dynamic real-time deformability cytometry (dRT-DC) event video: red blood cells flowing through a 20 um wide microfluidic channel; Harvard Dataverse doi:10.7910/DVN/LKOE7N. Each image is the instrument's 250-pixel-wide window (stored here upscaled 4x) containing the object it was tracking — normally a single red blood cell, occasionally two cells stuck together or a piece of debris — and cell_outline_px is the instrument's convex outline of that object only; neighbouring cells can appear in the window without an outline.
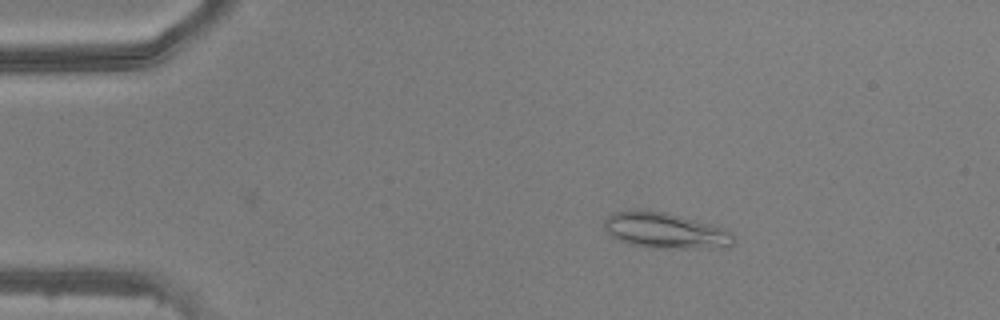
{"species": "common noctule bat (a hibernating species)", "species_latin": "Nyctalus noctula", "temperature_condition": "warm", "stored_images_in_passage": 37, "camera_frame_rate_fps": 3000, "um_per_image_px": 0.085, "animal": {"sex": "male", "body_mass_g": 20.5, "forearm_length_mm": 52.5}, "frame": {"image": 1, "passage_image": 8, "time_ms": 2.333, "image_size_px": [1000, 320], "cell_outline_px": [[736, 240], [728, 248], [648, 248], [628, 244], [616, 240], [604, 228], [604, 220], [612, 212], [632, 208], [644, 208], [664, 212], [696, 220], [724, 228], [732, 232]], "centroid_in_image_um": [56.52, 19.59], "position_along_channel_um": 28.5, "area_um2": 27.69}}
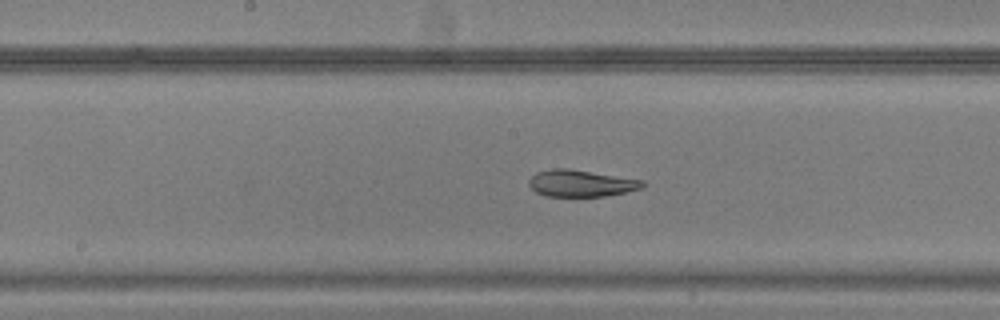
{"frame": {"image": 2, "passage_image": 25, "time_ms": 8.0, "image_size_px": [1000, 320], "cell_outline_px": [[644, 188], [604, 196], [544, 196], [536, 192], [528, 184], [528, 180], [536, 172], [552, 168], [568, 168], [644, 180]], "centroid_in_image_um": [49.36, 15.57], "position_along_channel_um": 198.8, "area_um2": 17.74}}
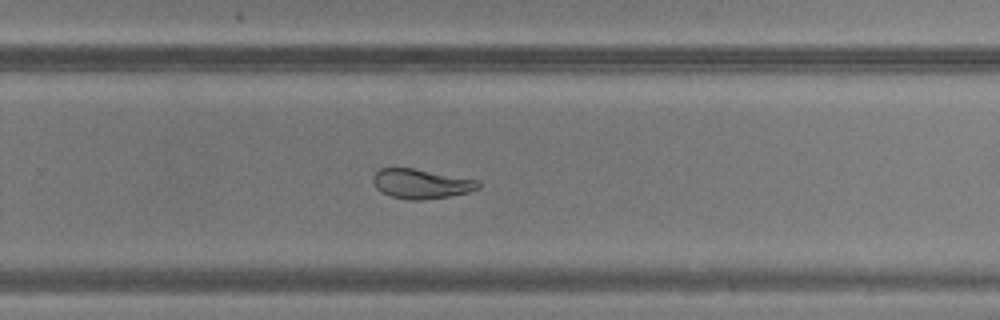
{"frame": {"image": 3, "passage_image": 32, "time_ms": 10.333, "image_size_px": [1000, 320], "cell_outline_px": [[480, 188], [468, 192], [448, 196], [424, 200], [408, 200], [392, 196], [380, 192], [376, 188], [372, 180], [372, 176], [380, 168], [412, 168], [480, 180]], "centroid_in_image_um": [35.79, 15.62], "position_along_channel_um": 294.0, "area_um2": 18.21}}